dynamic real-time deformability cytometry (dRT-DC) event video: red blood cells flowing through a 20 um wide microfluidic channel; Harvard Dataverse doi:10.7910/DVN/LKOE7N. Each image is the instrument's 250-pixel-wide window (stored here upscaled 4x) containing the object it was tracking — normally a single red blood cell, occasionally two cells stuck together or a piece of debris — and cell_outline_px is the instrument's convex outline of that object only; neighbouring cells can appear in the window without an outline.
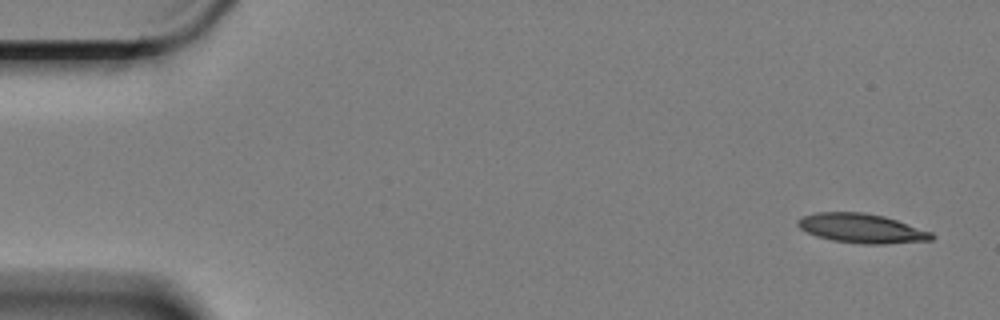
{"species": "Egyptian fruit bat (a non-hibernating species)", "species_latin": "Rousettus aegyptiacus", "temperature_condition": "cold", "stored_images_in_passage": 57, "camera_frame_rate_fps": 3000, "um_per_image_px": 0.085, "animal": {"sex": "female"}, "frame": {"image": 1, "passage_image": 1, "time_ms": 0.0, "image_size_px": [1000, 320], "cell_outline_px": [[936, 236], [932, 240], [884, 244], [860, 244], [832, 240], [816, 236], [800, 228], [796, 224], [796, 220], [804, 216], [816, 212], [864, 212], [884, 216], [932, 232]], "centroid_in_image_um": [73.24, 19.41], "position_along_channel_um": 11.8, "area_um2": 22.89}}
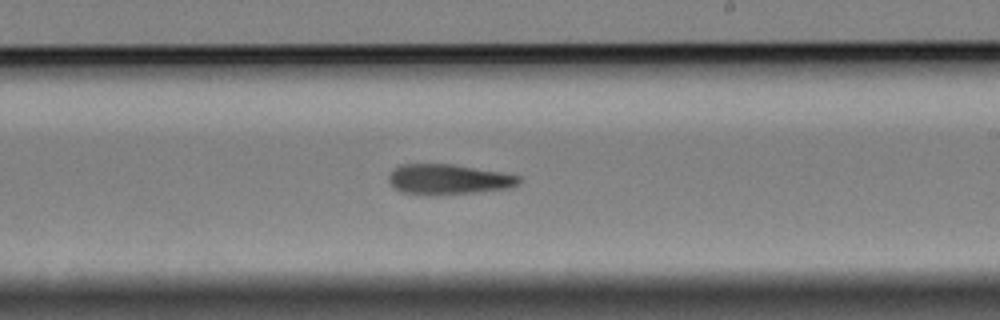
{"frame": {"image": 2, "passage_image": 33, "time_ms": 10.667, "image_size_px": [1000, 320], "cell_outline_px": [[520, 180], [516, 184], [508, 188], [472, 192], [400, 192], [392, 188], [388, 180], [388, 176], [400, 164], [452, 164], [500, 172], [520, 176]], "centroid_in_image_um": [38.08, 15.2], "position_along_channel_um": 250.9, "area_um2": 21.85}}
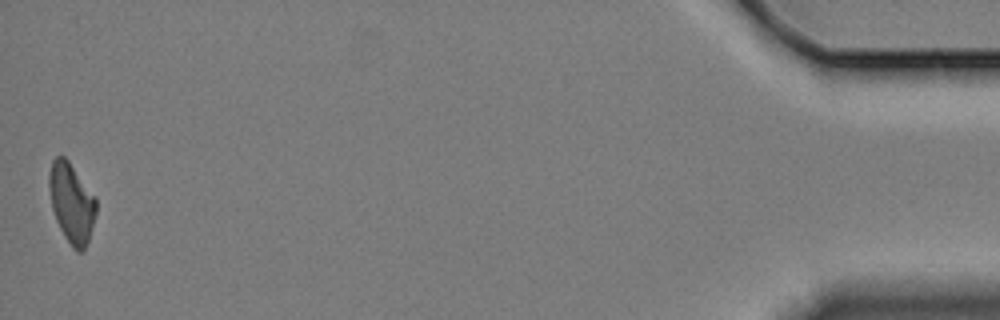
{"frame": {"image": 3, "passage_image": 57, "time_ms": 18.667, "image_size_px": [1000, 320], "cell_outline_px": [[96, 212], [88, 240], [84, 252], [76, 252], [72, 248], [64, 236], [56, 220], [52, 208], [48, 184], [48, 176], [52, 160], [56, 156], [64, 156], [68, 160], [96, 196]], "centroid_in_image_um": [6.08, 17.24], "position_along_channel_um": 429.1, "area_um2": 21.96}, "authors_computed_cell_mechanics": {"area_um2": 23.2356, "velocity_mm_per_s": 3.3511, "shape_relaxation_time_tau1_ms": 6.5491, "shape_relaxation_time_tau2_ms": 10.5791, "deformation_change_tau1": 0.187, "deformation_change_tau2": 0.2287}}